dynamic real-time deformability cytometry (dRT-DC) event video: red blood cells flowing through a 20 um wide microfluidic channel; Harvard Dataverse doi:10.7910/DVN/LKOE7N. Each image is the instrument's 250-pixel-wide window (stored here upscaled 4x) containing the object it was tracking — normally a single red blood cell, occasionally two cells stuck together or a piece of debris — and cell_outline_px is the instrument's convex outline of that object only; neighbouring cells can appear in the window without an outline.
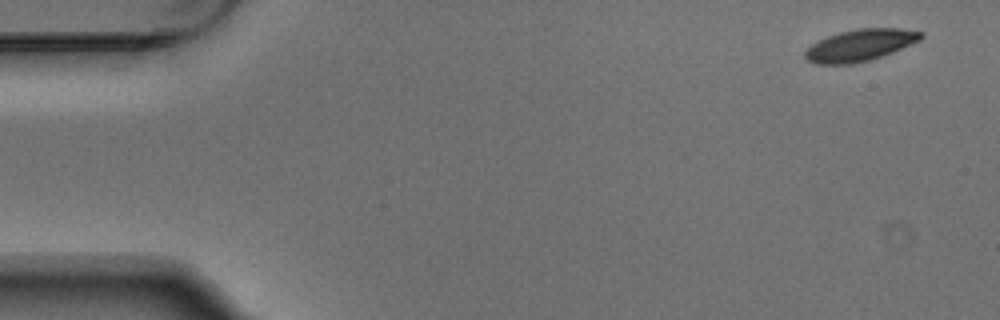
{"species": "Egyptian fruit bat (a non-hibernating species)", "species_latin": "Rousettus aegyptiacus", "temperature_condition": "warm", "stored_images_in_passage": 4, "camera_frame_rate_fps": 3000, "um_per_image_px": 0.085, "animal": {"sex": "male"}, "frame": {"image": 1, "passage_image": 1, "time_ms": 0.0, "image_size_px": [1000, 320], "cell_outline_px": [[924, 36], [920, 40], [884, 56], [872, 60], [852, 64], [816, 64], [808, 60], [804, 56], [804, 52], [812, 44], [828, 36], [840, 32], [860, 28], [900, 28], [924, 32]], "centroid_in_image_um": [73.14, 3.85], "position_along_channel_um": 11.9, "area_um2": 21.5}}
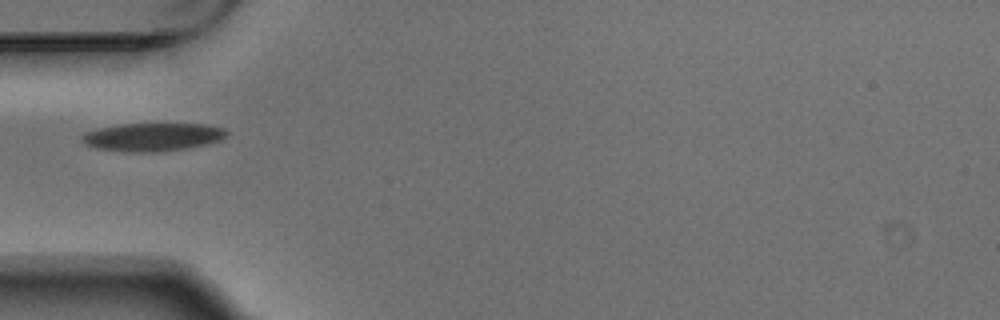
{"frame": {"image": 2, "passage_image": 4, "time_ms": 1.0, "image_size_px": [1000, 320], "cell_outline_px": [[228, 132], [220, 140], [208, 144], [188, 148], [160, 152], [124, 152], [96, 148], [84, 144], [80, 136], [84, 132], [116, 124], [208, 124], [224, 128]], "centroid_in_image_um": [12.95, 11.65], "position_along_channel_um": 72.1, "area_um2": 23.99}}